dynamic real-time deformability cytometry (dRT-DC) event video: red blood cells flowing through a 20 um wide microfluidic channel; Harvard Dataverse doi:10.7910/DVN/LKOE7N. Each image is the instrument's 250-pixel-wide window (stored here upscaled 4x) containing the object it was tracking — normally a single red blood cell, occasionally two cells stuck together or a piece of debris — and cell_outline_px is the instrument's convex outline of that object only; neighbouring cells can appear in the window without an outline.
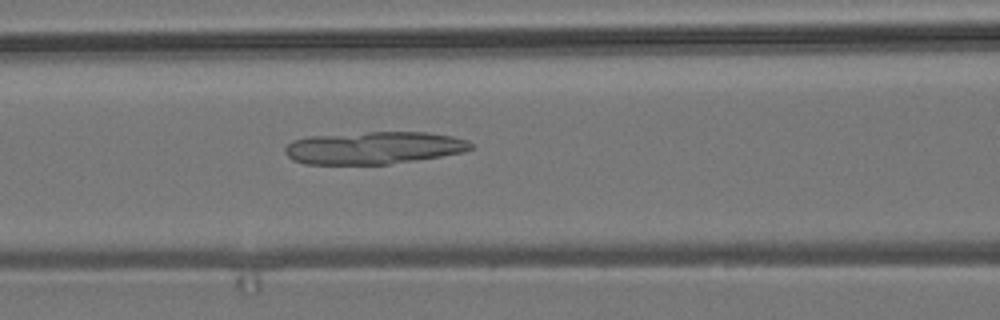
{"species": "common noctule bat (a hibernating species)", "species_latin": "Nyctalus noctula", "temperature_condition": "room temperature", "stored_images_in_passage": 40, "camera_frame_rate_fps": 3000, "um_per_image_px": 0.085, "animal": {"sex": "male", "body_mass_g": 19.2, "forearm_length_mm": 51.8}, "frame": {"image": 1, "passage_image": 14, "time_ms": 4.333, "image_size_px": [1000, 320], "cell_outline_px": [[472, 148], [464, 152], [416, 160], [388, 164], [304, 164], [292, 160], [284, 152], [284, 148], [292, 140], [308, 136], [368, 132], [428, 132], [452, 136], [468, 140], [472, 144]], "centroid_in_image_um": [31.75, 12.56], "position_along_channel_um": 134.9, "area_um2": 35.26}}
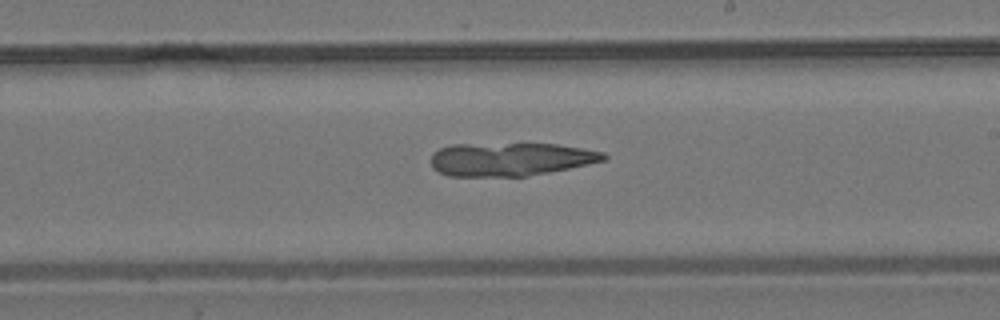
{"frame": {"image": 2, "passage_image": 23, "time_ms": 7.333, "image_size_px": [1000, 320], "cell_outline_px": [[608, 156], [604, 160], [588, 164], [528, 176], [448, 176], [432, 168], [432, 152], [440, 148], [452, 144], [556, 144], [604, 152]], "centroid_in_image_um": [43.35, 13.53], "position_along_channel_um": 245.6, "area_um2": 33.29}}
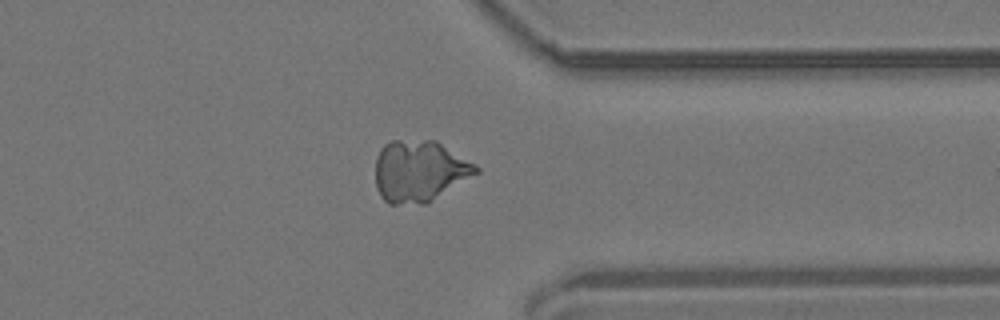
{"frame": {"image": 3, "passage_image": 34, "time_ms": 11.0, "image_size_px": [1000, 320], "cell_outline_px": [[480, 172], [428, 204], [388, 204], [380, 196], [376, 188], [376, 156], [380, 148], [384, 144], [392, 140], [436, 140], [476, 164], [480, 168]], "centroid_in_image_um": [35.67, 14.55], "position_along_channel_um": 375.7, "area_um2": 36.65}}